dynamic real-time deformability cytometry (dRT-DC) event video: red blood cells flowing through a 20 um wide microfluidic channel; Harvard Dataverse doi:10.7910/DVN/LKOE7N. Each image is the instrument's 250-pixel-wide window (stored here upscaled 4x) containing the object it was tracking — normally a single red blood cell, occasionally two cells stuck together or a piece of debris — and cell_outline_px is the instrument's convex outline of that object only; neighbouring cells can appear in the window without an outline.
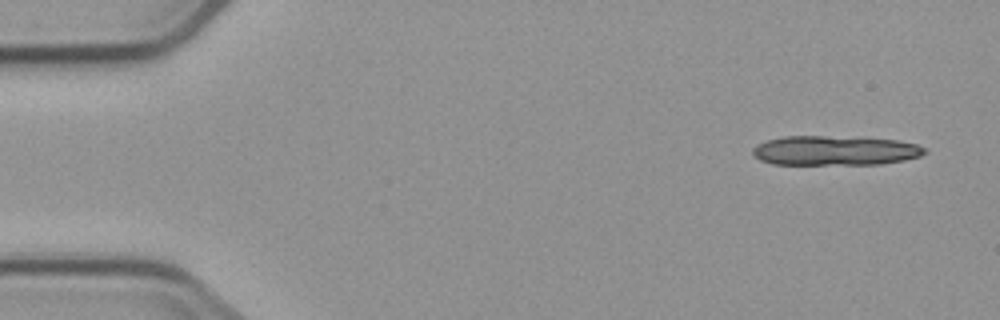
{"species": "common noctule bat (a hibernating species)", "species_latin": "Nyctalus noctula", "temperature_condition": "cold", "stored_images_in_passage": 4, "camera_frame_rate_fps": 3000, "um_per_image_px": 0.085, "animal": {"sex": "male", "body_mass_g": 23.1, "forearm_length_mm": 52.7}, "frame": {"image": 1, "passage_image": 1, "time_ms": 0.0, "image_size_px": [1000, 320], "cell_outline_px": [[928, 152], [920, 156], [904, 160], [880, 164], [772, 164], [760, 160], [752, 152], [752, 148], [756, 144], [768, 140], [784, 136], [824, 136], [896, 140], [916, 144], [924, 148]], "centroid_in_image_um": [70.94, 12.8], "position_along_channel_um": 14.1, "area_um2": 29.42}}